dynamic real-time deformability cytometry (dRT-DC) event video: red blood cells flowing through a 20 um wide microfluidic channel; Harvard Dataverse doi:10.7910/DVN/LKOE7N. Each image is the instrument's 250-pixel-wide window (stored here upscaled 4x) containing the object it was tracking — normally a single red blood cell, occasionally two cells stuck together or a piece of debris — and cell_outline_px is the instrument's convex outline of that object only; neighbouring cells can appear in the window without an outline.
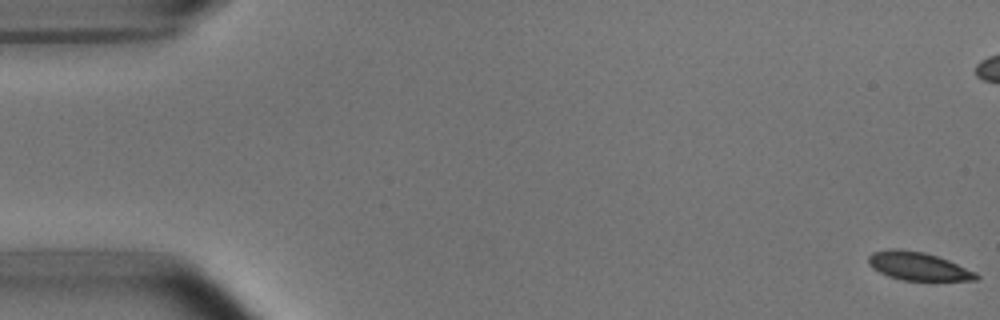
{"species": "common noctule bat (a hibernating species)", "species_latin": "Nyctalus noctula", "temperature_condition": "room temperature", "stored_images_in_passage": 55, "camera_frame_rate_fps": 3000, "um_per_image_px": 0.085, "animal": {"sex": "male", "body_mass_g": 15.6}, "frame": {"image": 1, "passage_image": 1, "time_ms": 0.0, "image_size_px": [1000, 320], "cell_outline_px": [[980, 276], [976, 280], [900, 280], [888, 276], [872, 268], [868, 264], [868, 256], [872, 252], [888, 248], [896, 248], [924, 252], [948, 260], [976, 272]], "centroid_in_image_um": [77.99, 22.61], "position_along_channel_um": 7.0, "area_um2": 17.74}}
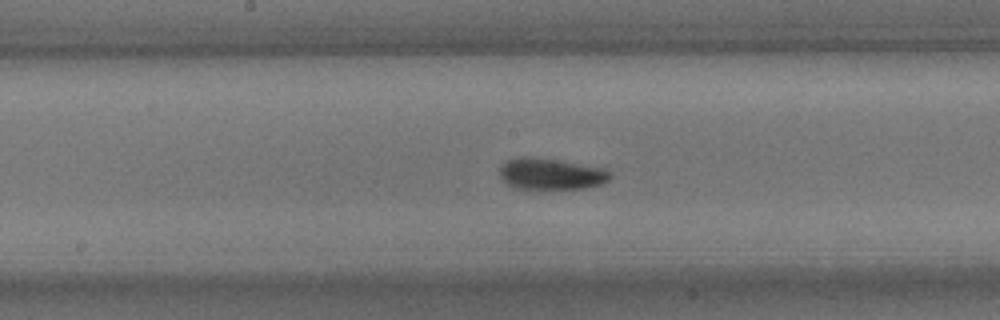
{"frame": {"image": 2, "passage_image": 28, "time_ms": 9.0, "image_size_px": [1000, 320], "cell_outline_px": [[612, 176], [608, 180], [600, 184], [584, 188], [512, 188], [500, 180], [500, 168], [508, 160], [524, 156], [528, 156], [556, 160], [608, 168], [612, 172]], "centroid_in_image_um": [46.85, 14.78], "position_along_channel_um": 201.4, "area_um2": 20.17}}
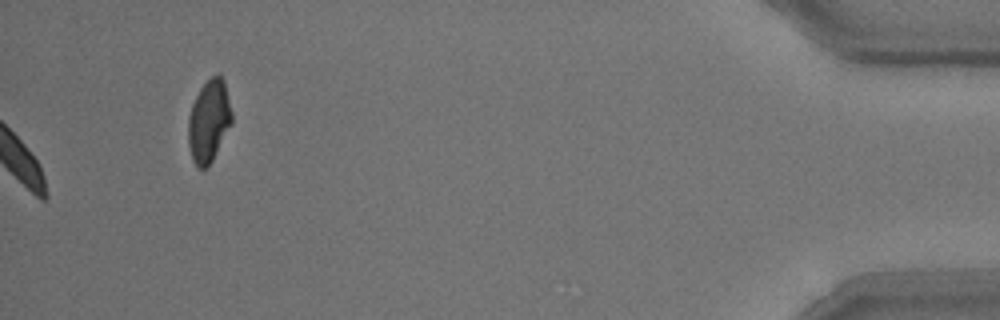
{"frame": {"image": 3, "passage_image": 55, "time_ms": 18.0, "image_size_px": [1000, 320], "cell_outline_px": [[232, 124], [212, 160], [204, 168], [196, 168], [192, 160], [188, 144], [188, 116], [192, 104], [200, 88], [212, 76], [220, 76], [224, 80], [232, 112]], "centroid_in_image_um": [17.75, 10.31], "position_along_channel_um": 417.5, "area_um2": 20.81}, "authors_computed_cell_mechanics": {"area_um2": 18.9584, "velocity_mm_per_s": 3.7304, "shape_relaxation_time_tau1_ms": 2.6762, "shape_relaxation_time_tau2_ms": 3.4572, "deformation_change_tau1": 0.0859, "deformation_change_tau2": 0.0715}}